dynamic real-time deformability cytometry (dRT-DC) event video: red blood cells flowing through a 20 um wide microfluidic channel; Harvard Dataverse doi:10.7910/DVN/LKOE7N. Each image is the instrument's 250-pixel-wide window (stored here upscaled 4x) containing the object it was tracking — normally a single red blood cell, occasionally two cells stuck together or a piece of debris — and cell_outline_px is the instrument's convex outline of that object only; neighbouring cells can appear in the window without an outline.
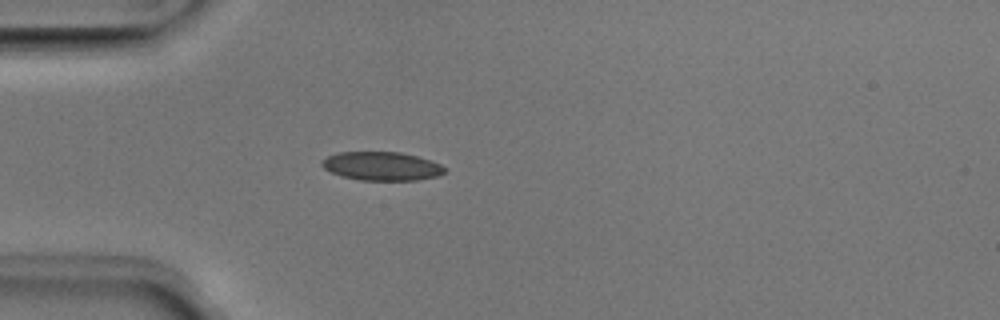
{"species": "Egyptian fruit bat (a non-hibernating species)", "species_latin": "Rousettus aegyptiacus", "temperature_condition": "room temperature", "stored_images_in_passage": 50, "camera_frame_rate_fps": 3000, "um_per_image_px": 0.085, "animal": {"sex": "male"}, "frame": {"image": 1, "passage_image": 14, "time_ms": 4.333, "image_size_px": [1000, 320], "cell_outline_px": [[440, 172], [424, 176], [388, 180], [352, 176], [328, 168], [328, 164], [340, 156], [408, 156], [420, 160], [440, 168]], "centroid_in_image_um": [32.54, 14.2], "position_along_channel_um": 52.5, "area_um2": 14.62}}
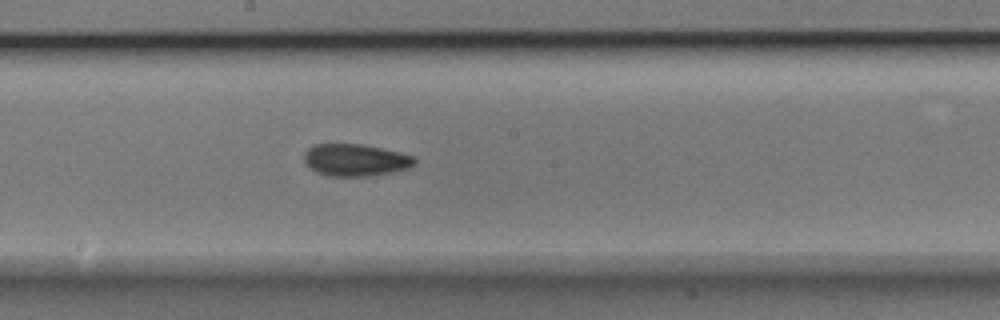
{"frame": {"image": 2, "passage_image": 27, "time_ms": 8.667, "image_size_px": [1000, 320], "cell_outline_px": [[412, 160], [404, 164], [388, 168], [356, 172], [340, 172], [324, 168], [312, 164], [312, 156], [316, 152], [324, 148], [364, 148], [384, 152], [400, 156]], "centroid_in_image_um": [30.25, 13.57], "position_along_channel_um": 218.0, "area_um2": 12.72}}
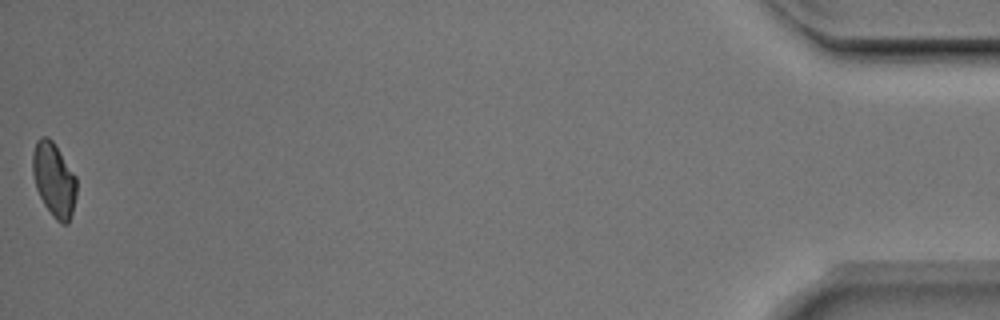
{"frame": {"image": 3, "passage_image": 50, "time_ms": 16.333, "image_size_px": [1000, 320], "cell_outline_px": [[76, 184], [72, 208], [68, 220], [64, 220], [56, 216], [52, 212], [36, 180], [36, 148], [48, 140], [56, 148], [76, 180]], "centroid_in_image_um": [4.69, 15.32], "position_along_channel_um": 430.5, "area_um2": 15.14}}